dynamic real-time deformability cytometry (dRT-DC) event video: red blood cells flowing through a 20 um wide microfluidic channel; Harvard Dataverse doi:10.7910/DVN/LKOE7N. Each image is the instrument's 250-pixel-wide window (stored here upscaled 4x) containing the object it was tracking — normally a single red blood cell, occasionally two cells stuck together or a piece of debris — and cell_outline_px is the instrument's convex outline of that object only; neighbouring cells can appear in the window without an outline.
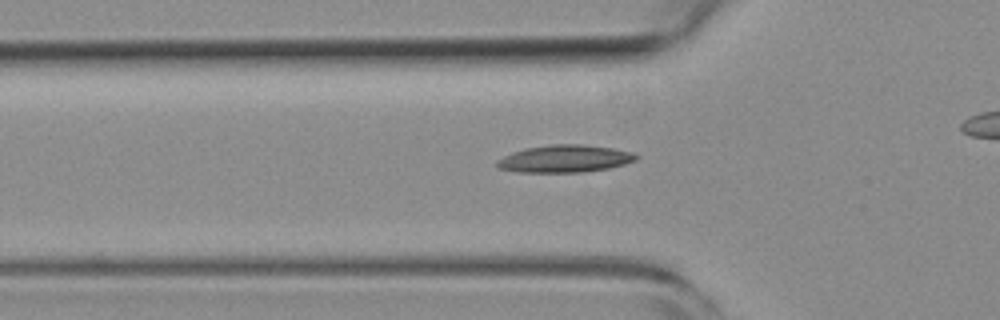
{"species": "common noctule bat (a hibernating species)", "species_latin": "Nyctalus noctula", "temperature_condition": "room temperature", "stored_images_in_passage": 38, "camera_frame_rate_fps": 3000, "um_per_image_px": 0.085, "animal": {"sex": "female", "body_mass_g": 19.3, "forearm_length_mm": 54.1}, "frame": {"image": 1, "passage_image": 12, "time_ms": 3.667, "image_size_px": [1000, 320], "cell_outline_px": [[640, 156], [636, 160], [624, 164], [608, 168], [584, 172], [516, 172], [496, 168], [496, 160], [512, 152], [524, 148], [552, 144], [580, 144], [612, 148], [632, 152]], "centroid_in_image_um": [47.97, 13.49], "position_along_channel_um": 77.8, "area_um2": 22.31}}
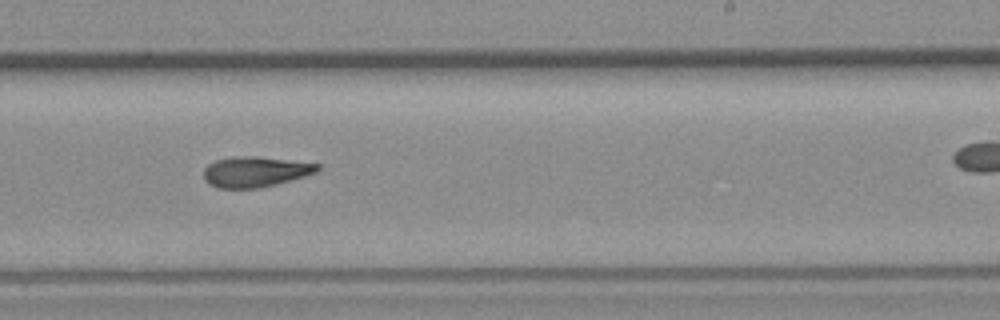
{"frame": {"image": 2, "passage_image": 27, "time_ms": 8.667, "image_size_px": [1000, 320], "cell_outline_px": [[320, 168], [316, 172], [292, 180], [276, 184], [256, 188], [216, 188], [208, 184], [204, 180], [204, 168], [208, 164], [216, 160], [240, 156], [256, 156], [320, 164]], "centroid_in_image_um": [21.67, 14.6], "position_along_channel_um": 267.3, "area_um2": 20.11}}
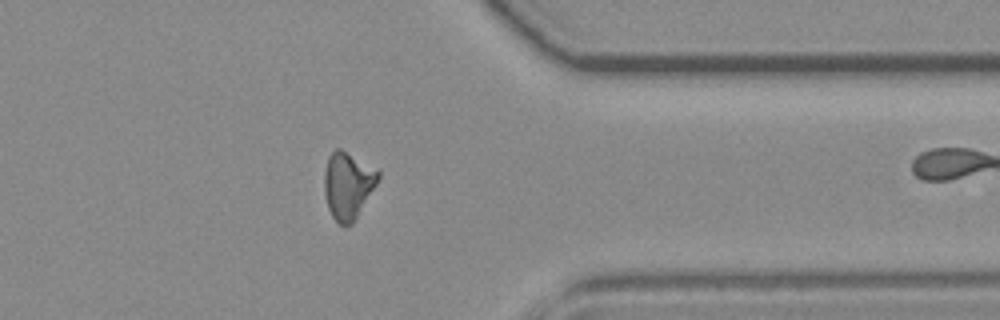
{"frame": {"image": 3, "passage_image": 37, "time_ms": 12.0, "image_size_px": [1000, 320], "cell_outline_px": [[380, 176], [376, 184], [352, 224], [344, 228], [332, 216], [328, 208], [324, 192], [324, 172], [328, 156], [336, 148], [340, 148], [380, 172]], "centroid_in_image_um": [29.54, 15.77], "position_along_channel_um": 381.9, "area_um2": 20.75}}